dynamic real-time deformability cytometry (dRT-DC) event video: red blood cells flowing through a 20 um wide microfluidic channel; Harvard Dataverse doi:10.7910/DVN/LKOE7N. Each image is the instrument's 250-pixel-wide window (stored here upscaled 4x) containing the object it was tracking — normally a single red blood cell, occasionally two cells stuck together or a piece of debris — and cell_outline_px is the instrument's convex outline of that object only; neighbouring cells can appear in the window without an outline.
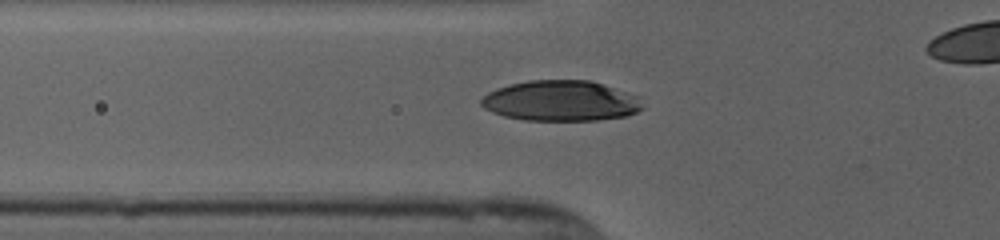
{"species": "human", "species_latin": "Homo sapiens", "temperature_condition": "cold", "stored_images_in_passage": 31, "camera_frame_rate_fps": 3000, "um_per_image_px": 0.085, "donor": {"sex": "female"}, "frame": {"image": 1, "passage_image": 2, "time_ms": 0.333, "image_size_px": [1000, 240], "cell_outline_px": [[644, 108], [628, 116], [596, 120], [524, 120], [504, 116], [492, 112], [484, 108], [480, 104], [480, 100], [488, 92], [496, 88], [508, 84], [528, 80], [592, 80], [604, 84], [636, 96]], "centroid_in_image_um": [47.63, 8.57], "position_along_channel_um": 78.2, "area_um2": 38.15}}
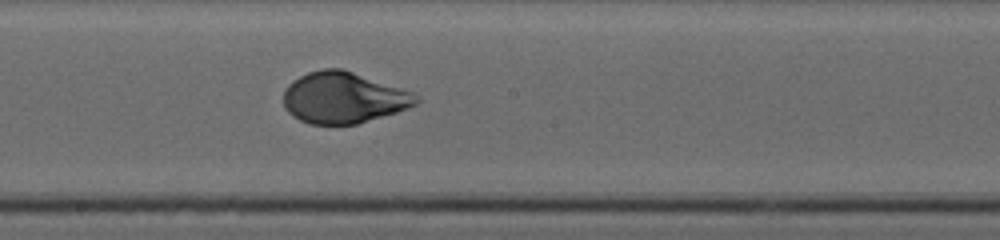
{"frame": {"image": 2, "passage_image": 13, "time_ms": 4.0, "image_size_px": [1000, 240], "cell_outline_px": [[420, 100], [416, 104], [408, 108], [396, 112], [356, 124], [308, 124], [292, 116], [284, 108], [284, 88], [288, 84], [300, 76], [308, 72], [324, 68], [340, 68], [412, 92]], "centroid_in_image_um": [29.15, 8.31], "position_along_channel_um": 219.1, "area_um2": 39.25}}
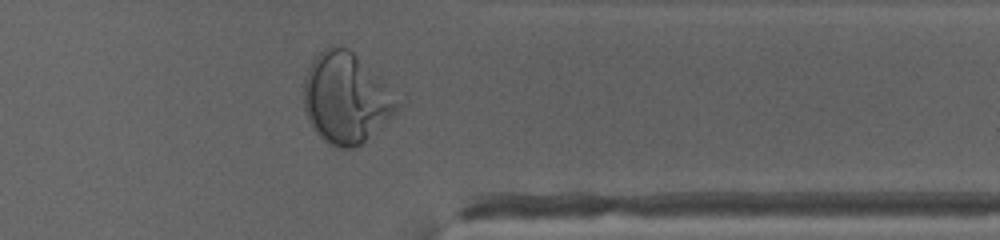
{"frame": {"image": 3, "passage_image": 26, "time_ms": 8.333, "image_size_px": [1000, 240], "cell_outline_px": [[404, 104], [392, 116], [360, 144], [352, 148], [336, 148], [328, 144], [312, 128], [304, 112], [304, 76], [312, 60], [328, 44], [332, 44], [348, 48]], "centroid_in_image_um": [29.37, 8.35], "position_along_channel_um": 382.0, "area_um2": 48.96}}